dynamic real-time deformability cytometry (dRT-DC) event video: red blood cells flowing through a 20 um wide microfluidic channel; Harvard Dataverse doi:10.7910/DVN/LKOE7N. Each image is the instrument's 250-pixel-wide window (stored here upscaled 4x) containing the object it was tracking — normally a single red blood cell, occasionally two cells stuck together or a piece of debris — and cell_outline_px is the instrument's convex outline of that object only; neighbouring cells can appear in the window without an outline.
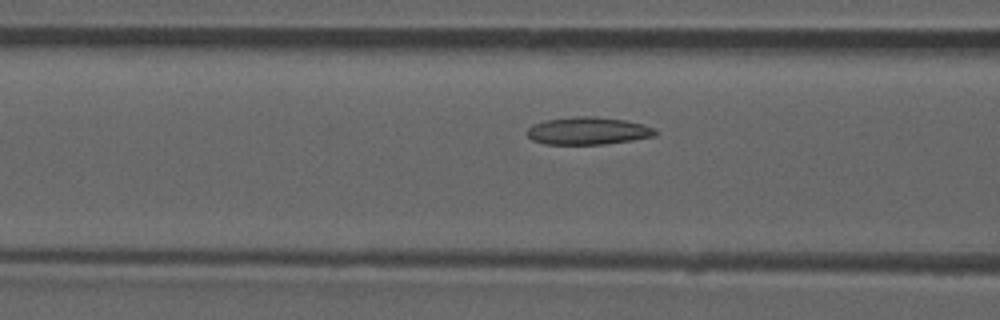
{"species": "common noctule bat (a hibernating species)", "species_latin": "Nyctalus noctula", "temperature_condition": "room temperature", "stored_images_in_passage": 38, "camera_frame_rate_fps": 3000, "um_per_image_px": 0.085, "animal": {"sex": "male", "forearm_length_mm": 52.5}, "frame": {"image": 1, "passage_image": 6, "time_ms": 1.667, "image_size_px": [1000, 320], "cell_outline_px": [[656, 136], [632, 140], [604, 144], [544, 144], [532, 140], [528, 136], [528, 128], [532, 124], [544, 120], [576, 116], [596, 116], [624, 120], [644, 124], [656, 128]], "centroid_in_image_um": [49.99, 11.12], "position_along_channel_um": 116.6, "area_um2": 20.69}}